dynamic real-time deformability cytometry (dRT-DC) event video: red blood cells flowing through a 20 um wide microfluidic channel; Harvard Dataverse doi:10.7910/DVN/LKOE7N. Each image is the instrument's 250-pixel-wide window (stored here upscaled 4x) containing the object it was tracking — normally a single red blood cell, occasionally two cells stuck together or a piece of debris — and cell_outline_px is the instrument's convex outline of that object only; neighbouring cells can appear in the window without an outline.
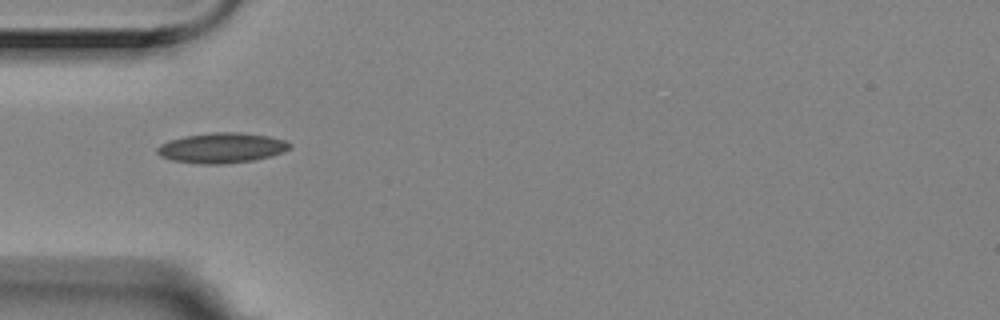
{"species": "Egyptian fruit bat (a non-hibernating species)", "species_latin": "Rousettus aegyptiacus", "temperature_condition": "room temperature", "stored_images_in_passage": 9, "camera_frame_rate_fps": 3000, "um_per_image_px": 0.085, "animal": {"sex": "female"}, "frame": {"image": 1, "passage_image": 1, "time_ms": 0.0, "image_size_px": [1000, 320], "cell_outline_px": [[292, 148], [284, 152], [272, 156], [256, 160], [224, 164], [196, 164], [172, 160], [160, 156], [156, 152], [156, 148], [160, 144], [168, 140], [184, 136], [212, 132], [240, 132], [268, 136], [288, 140], [292, 144]], "centroid_in_image_um": [18.88, 12.57], "position_along_channel_um": 66.1, "area_um2": 23.81}}
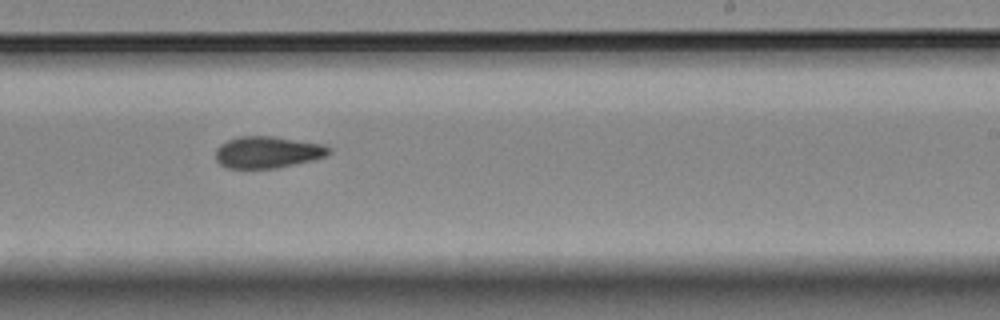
{"frame": {"image": 2, "passage_image": 6, "time_ms": 1.667, "image_size_px": [1000, 320], "cell_outline_px": [[332, 152], [328, 156], [312, 160], [276, 168], [228, 168], [220, 164], [216, 160], [216, 148], [220, 144], [236, 136], [272, 136], [324, 144], [332, 148]], "centroid_in_image_um": [22.77, 12.93], "position_along_channel_um": 266.2, "area_um2": 21.1}}
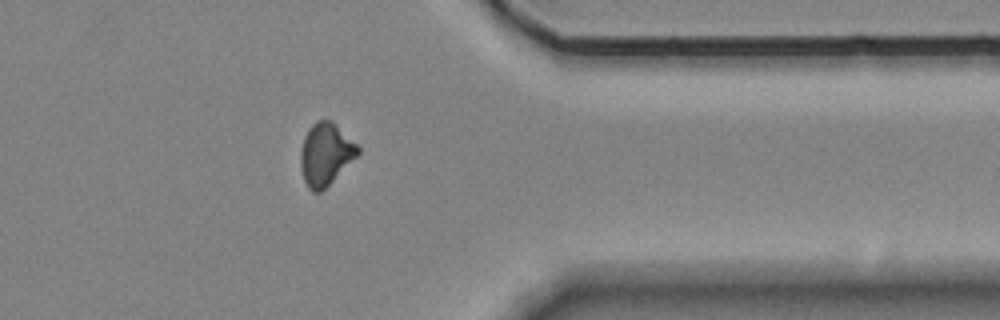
{"frame": {"image": 3, "passage_image": 9, "time_ms": 2.667, "image_size_px": [1000, 320], "cell_outline_px": [[360, 152], [320, 192], [312, 192], [308, 188], [304, 180], [300, 164], [300, 152], [304, 136], [308, 128], [316, 120], [332, 120], [360, 148]], "centroid_in_image_um": [27.64, 13.07], "position_along_channel_um": 383.8, "area_um2": 20.46}}